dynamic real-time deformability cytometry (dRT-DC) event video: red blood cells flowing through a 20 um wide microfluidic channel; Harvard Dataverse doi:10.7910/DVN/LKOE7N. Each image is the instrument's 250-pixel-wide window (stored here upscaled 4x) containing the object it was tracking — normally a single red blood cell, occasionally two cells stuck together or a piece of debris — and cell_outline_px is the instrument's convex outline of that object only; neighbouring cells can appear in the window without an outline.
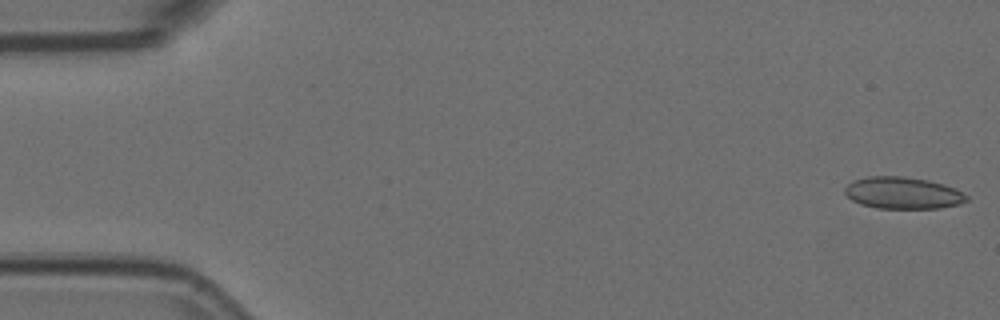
{"species": "Egyptian fruit bat (a non-hibernating species)", "species_latin": "Rousettus aegyptiacus", "temperature_condition": "room temperature", "stored_images_in_passage": 55, "camera_frame_rate_fps": 3000, "um_per_image_px": 0.085, "animal": {"sex": "female"}, "frame": {"image": 1, "passage_image": 1, "time_ms": 0.0, "image_size_px": [1000, 320], "cell_outline_px": [[968, 200], [960, 204], [940, 208], [876, 208], [860, 204], [852, 200], [844, 192], [844, 188], [852, 180], [868, 176], [900, 176], [928, 180], [944, 184], [956, 188], [968, 196]], "centroid_in_image_um": [76.74, 16.4], "position_along_channel_um": 8.3, "area_um2": 22.72}}
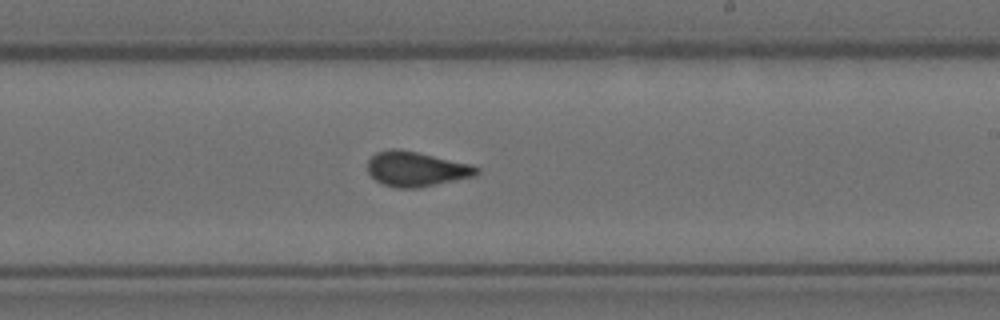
{"frame": {"image": 2, "passage_image": 32, "time_ms": 10.333, "image_size_px": [1000, 320], "cell_outline_px": [[480, 172], [476, 176], [420, 188], [396, 188], [384, 184], [376, 180], [368, 172], [368, 160], [376, 152], [388, 148], [400, 148], [472, 164], [480, 168]], "centroid_in_image_um": [35.41, 14.36], "position_along_channel_um": 253.6, "area_um2": 22.48}}
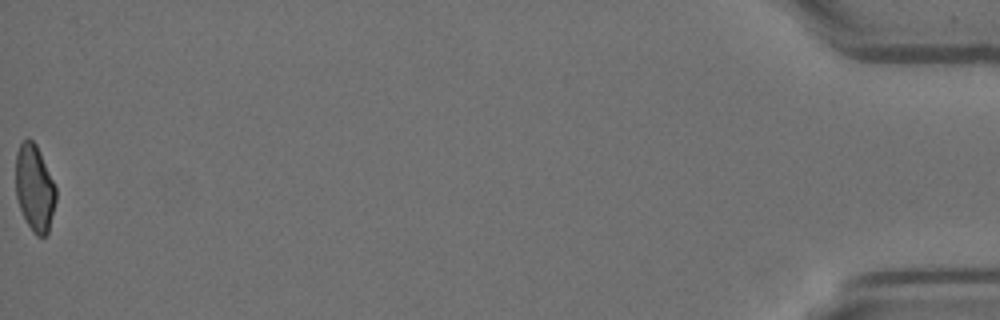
{"frame": {"image": 3, "passage_image": 55, "time_ms": 18.0, "image_size_px": [1000, 320], "cell_outline_px": [[56, 200], [48, 232], [44, 236], [36, 236], [32, 232], [20, 208], [16, 196], [16, 152], [20, 144], [28, 136], [36, 144], [40, 152], [56, 188]], "centroid_in_image_um": [2.93, 15.97], "position_along_channel_um": 432.3, "area_um2": 20.17}, "authors_computed_cell_mechanics": {"area_um2": 21.7328, "velocity_mm_per_s": 3.6778, "shape_relaxation_time_tau1_ms": 5.7519, "shape_relaxation_time_tau2_ms": 0.9438, "deformation_change_tau1": 0.134, "deformation_change_tau2": 0.0647}}